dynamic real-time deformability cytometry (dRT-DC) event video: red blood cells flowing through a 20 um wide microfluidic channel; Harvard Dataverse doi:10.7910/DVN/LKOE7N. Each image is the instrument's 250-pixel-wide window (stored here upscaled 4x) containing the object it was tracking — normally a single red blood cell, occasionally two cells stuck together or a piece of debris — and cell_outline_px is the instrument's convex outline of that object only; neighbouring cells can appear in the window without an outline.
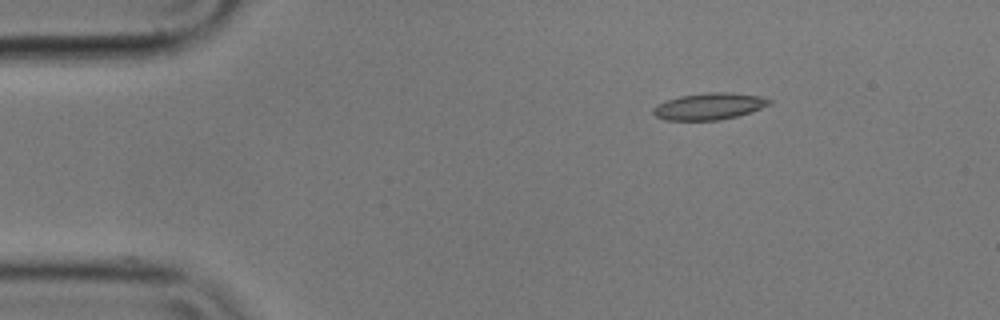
{"species": "common noctule bat (a hibernating species)", "species_latin": "Nyctalus noctula", "temperature_condition": "cold", "stored_images_in_passage": 5, "camera_frame_rate_fps": 3000, "um_per_image_px": 0.085, "animal": {"sex": "male", "body_mass_g": 17.9}, "frame": {"image": 1, "passage_image": 3, "time_ms": 0.667, "image_size_px": [1000, 320], "cell_outline_px": [[772, 104], [736, 116], [720, 120], [664, 120], [656, 116], [652, 112], [652, 108], [656, 104], [680, 96], [708, 92], [724, 92], [760, 96], [772, 100]], "centroid_in_image_um": [60.25, 9.04], "position_along_channel_um": 24.8, "area_um2": 17.92}}